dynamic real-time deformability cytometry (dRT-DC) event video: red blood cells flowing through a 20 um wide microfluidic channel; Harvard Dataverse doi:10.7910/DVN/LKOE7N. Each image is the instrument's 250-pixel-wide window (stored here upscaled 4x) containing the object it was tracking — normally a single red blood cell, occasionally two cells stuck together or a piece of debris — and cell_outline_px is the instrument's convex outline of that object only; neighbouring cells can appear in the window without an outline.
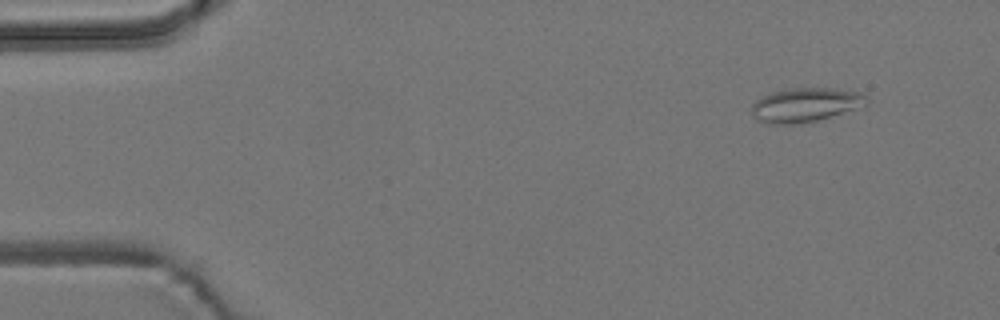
{"species": "common noctule bat (a hibernating species)", "species_latin": "Nyctalus noctula", "temperature_condition": "room temperature", "stored_images_in_passage": 4, "camera_frame_rate_fps": 3000, "um_per_image_px": 0.085, "animal": {"sex": "male", "body_mass_g": 19.2, "forearm_length_mm": 51.8}, "frame": {"image": 1, "passage_image": 1, "time_ms": 0.0, "image_size_px": [1000, 320], "cell_outline_px": [[868, 104], [816, 120], [792, 124], [764, 124], [756, 120], [752, 116], [752, 104], [756, 100], [772, 92], [788, 88], [832, 88], [860, 92], [868, 100]], "centroid_in_image_um": [68.39, 8.91], "position_along_channel_um": 16.6, "area_um2": 22.6}}